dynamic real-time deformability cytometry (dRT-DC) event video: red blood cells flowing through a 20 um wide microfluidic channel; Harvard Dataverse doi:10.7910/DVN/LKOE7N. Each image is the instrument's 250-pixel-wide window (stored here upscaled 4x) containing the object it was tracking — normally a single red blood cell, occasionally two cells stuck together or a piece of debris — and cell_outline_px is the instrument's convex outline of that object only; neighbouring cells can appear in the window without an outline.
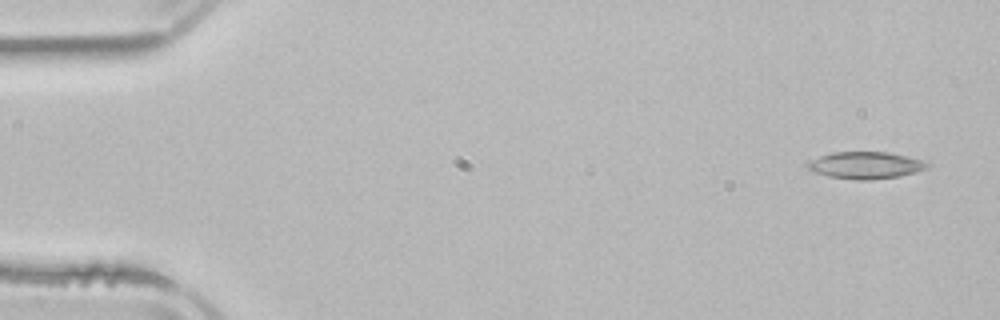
{"species": "common noctule bat (a hibernating species)", "species_latin": "Nyctalus noctula", "temperature_condition": "room temperature", "stored_images_in_passage": 3, "camera_frame_rate_fps": 3000, "um_per_image_px": 0.085, "animal": {"sex": "male", "body_mass_g": 21.5, "forearm_length_mm": 52.0}, "frame": {"image": 1, "passage_image": 1, "time_ms": 0.0, "image_size_px": [1000, 320], "cell_outline_px": [[932, 164], [916, 172], [900, 176], [872, 180], [856, 180], [828, 176], [816, 172], [808, 168], [808, 164], [812, 160], [820, 156], [832, 152], [888, 152], [908, 156]], "centroid_in_image_um": [73.6, 14.05], "position_along_channel_um": 11.4, "area_um2": 18.61}}
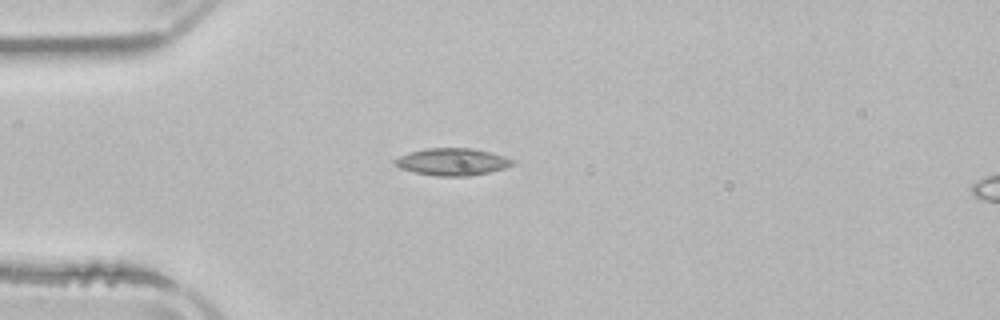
{"frame": {"image": 2, "passage_image": 3, "time_ms": 3.667, "image_size_px": [1000, 320], "cell_outline_px": [[516, 164], [504, 168], [488, 172], [468, 176], [436, 176], [416, 172], [400, 168], [392, 160], [408, 152], [428, 148], [472, 148], [504, 156], [516, 160]], "centroid_in_image_um": [38.47, 13.75], "position_along_channel_um": 46.5, "area_um2": 18.55}}